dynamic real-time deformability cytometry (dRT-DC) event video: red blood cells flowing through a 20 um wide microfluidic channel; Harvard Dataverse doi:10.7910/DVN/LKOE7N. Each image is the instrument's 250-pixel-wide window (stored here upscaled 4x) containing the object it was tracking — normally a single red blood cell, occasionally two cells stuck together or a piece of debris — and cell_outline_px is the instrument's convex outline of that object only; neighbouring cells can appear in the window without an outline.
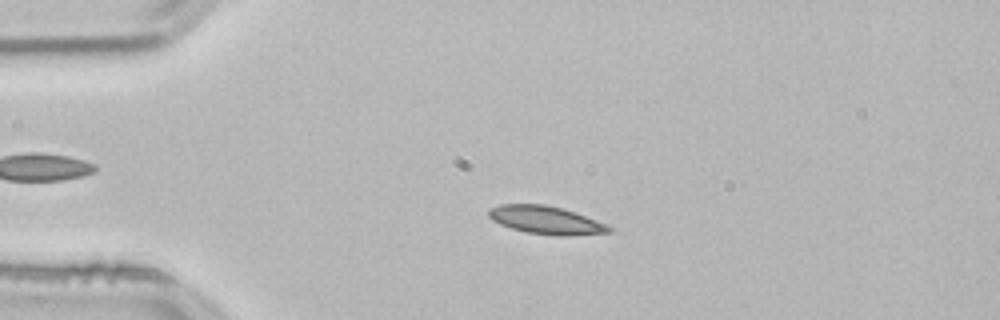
{"species": "common noctule bat (a hibernating species)", "species_latin": "Nyctalus noctula", "temperature_condition": "room temperature", "stored_images_in_passage": 51, "camera_frame_rate_fps": 3000, "um_per_image_px": 0.085, "animal": {"sex": "male", "body_mass_g": 21.5, "forearm_length_mm": 52.0}, "frame": {"image": 1, "passage_image": 10, "time_ms": 3.0, "image_size_px": [1000, 320], "cell_outline_px": [[612, 232], [568, 236], [560, 236], [524, 232], [500, 224], [492, 220], [488, 216], [488, 208], [500, 204], [544, 204], [576, 212], [608, 224], [612, 228]], "centroid_in_image_um": [46.42, 18.71], "position_along_channel_um": 38.6, "area_um2": 19.83}}
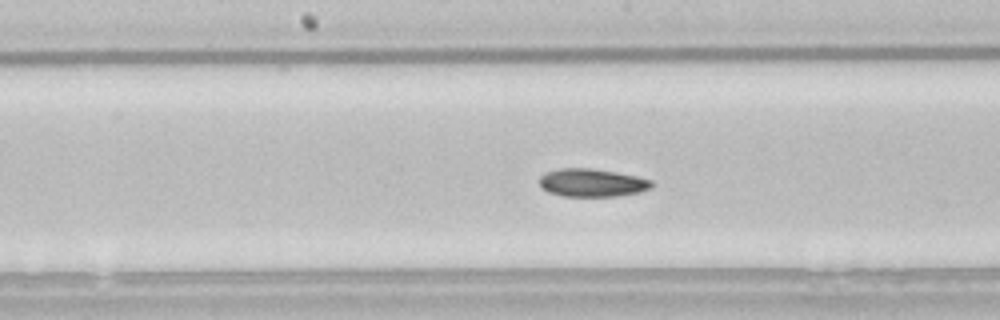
{"frame": {"image": 2, "passage_image": 25, "time_ms": 8.0, "image_size_px": [1000, 320], "cell_outline_px": [[652, 188], [640, 192], [616, 196], [564, 196], [548, 192], [540, 188], [540, 176], [544, 172], [560, 168], [592, 168], [616, 172], [636, 176], [652, 180]], "centroid_in_image_um": [50.3, 15.53], "position_along_channel_um": 197.9, "area_um2": 18.44}}
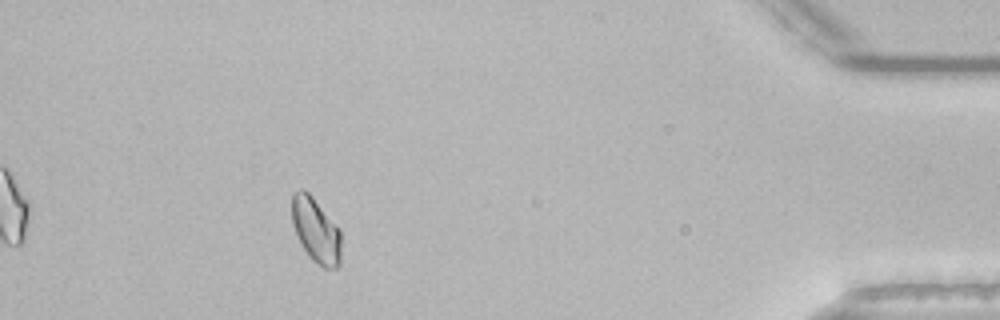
{"frame": {"image": 3, "passage_image": 46, "time_ms": 15.0, "image_size_px": [1000, 320], "cell_outline_px": [[340, 264], [336, 268], [324, 268], [316, 264], [308, 256], [300, 244], [296, 236], [292, 224], [292, 196], [300, 188], [304, 188], [312, 196], [340, 228]], "centroid_in_image_um": [26.84, 19.59], "position_along_channel_um": 408.4, "area_um2": 18.84}, "authors_computed_cell_mechanics": {"area_um2": 18.4382, "velocity_mm_per_s": 3.8165, "shape_relaxation_time_tau1_ms": 4.8328, "shape_relaxation_time_tau2_ms": 6.5525, "deformation_change_tau1": 0.0918, "deformation_change_tau2": 0.1065}}